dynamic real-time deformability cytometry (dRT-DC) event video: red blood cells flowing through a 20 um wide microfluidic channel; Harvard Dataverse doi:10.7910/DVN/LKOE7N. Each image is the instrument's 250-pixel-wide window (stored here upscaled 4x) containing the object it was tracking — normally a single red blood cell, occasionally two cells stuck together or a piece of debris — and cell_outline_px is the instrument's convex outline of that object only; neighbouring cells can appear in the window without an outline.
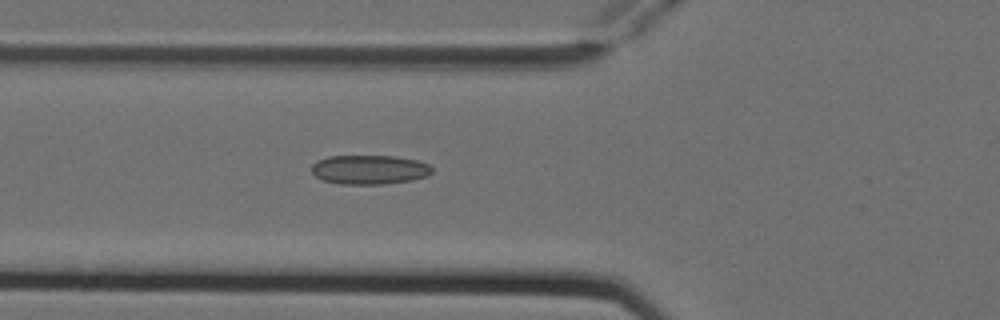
{"species": "Egyptian fruit bat (a non-hibernating species)", "species_latin": "Rousettus aegyptiacus", "temperature_condition": "cold", "stored_images_in_passage": 3, "camera_frame_rate_fps": 3000, "um_per_image_px": 0.085, "animal": {"sex": "female"}, "frame": {"image": 1, "passage_image": 3, "time_ms": 0.667, "image_size_px": [1000, 320], "cell_outline_px": [[432, 172], [428, 176], [412, 180], [384, 184], [340, 184], [324, 180], [316, 176], [312, 172], [312, 164], [328, 156], [396, 156], [416, 160], [428, 164], [432, 168]], "centroid_in_image_um": [31.43, 14.42], "position_along_channel_um": 94.4, "area_um2": 20.46}}